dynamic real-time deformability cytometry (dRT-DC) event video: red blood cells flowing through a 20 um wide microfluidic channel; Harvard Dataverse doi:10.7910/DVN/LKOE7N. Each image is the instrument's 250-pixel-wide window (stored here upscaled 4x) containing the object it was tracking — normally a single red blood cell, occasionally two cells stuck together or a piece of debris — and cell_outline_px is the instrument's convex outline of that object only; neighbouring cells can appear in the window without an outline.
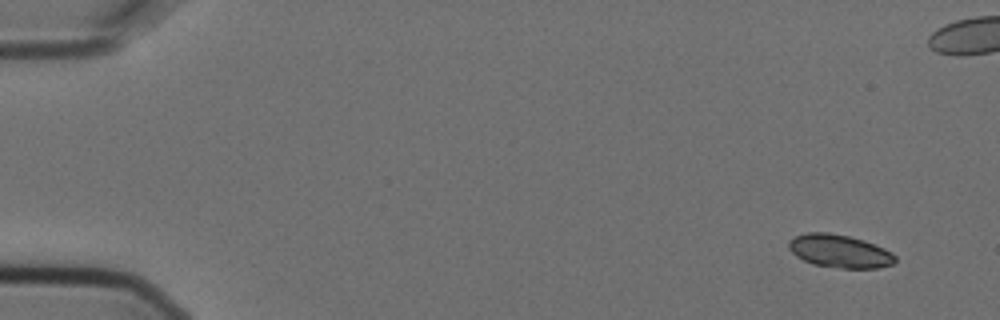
{"species": "Egyptian fruit bat (a non-hibernating species)", "species_latin": "Rousettus aegyptiacus", "temperature_condition": "cold", "stored_images_in_passage": 3, "camera_frame_rate_fps": 3000, "um_per_image_px": 0.085, "animal": {"sex": "female"}, "frame": {"image": 1, "passage_image": 1, "time_ms": 0.0, "image_size_px": [1000, 320], "cell_outline_px": [[896, 260], [892, 264], [876, 268], [840, 268], [812, 264], [796, 256], [788, 248], [788, 240], [796, 236], [808, 232], [828, 232], [848, 236], [864, 240], [884, 248], [892, 252], [896, 256]], "centroid_in_image_um": [71.35, 21.34], "position_along_channel_um": 13.6, "area_um2": 20.52}}